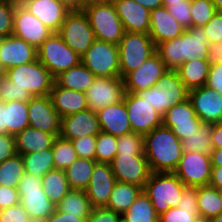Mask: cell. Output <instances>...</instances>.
Instances as JSON below:
<instances>
[{
    "instance_id": "obj_13",
    "label": "cell",
    "mask_w": 222,
    "mask_h": 222,
    "mask_svg": "<svg viewBox=\"0 0 222 222\" xmlns=\"http://www.w3.org/2000/svg\"><path fill=\"white\" fill-rule=\"evenodd\" d=\"M124 95L125 86L121 77H95L85 91L88 109L94 112L122 101Z\"/></svg>"
},
{
    "instance_id": "obj_42",
    "label": "cell",
    "mask_w": 222,
    "mask_h": 222,
    "mask_svg": "<svg viewBox=\"0 0 222 222\" xmlns=\"http://www.w3.org/2000/svg\"><path fill=\"white\" fill-rule=\"evenodd\" d=\"M55 169L64 170L77 159L72 141L57 136L52 145Z\"/></svg>"
},
{
    "instance_id": "obj_52",
    "label": "cell",
    "mask_w": 222,
    "mask_h": 222,
    "mask_svg": "<svg viewBox=\"0 0 222 222\" xmlns=\"http://www.w3.org/2000/svg\"><path fill=\"white\" fill-rule=\"evenodd\" d=\"M28 218V214L20 203L0 210V222H26Z\"/></svg>"
},
{
    "instance_id": "obj_6",
    "label": "cell",
    "mask_w": 222,
    "mask_h": 222,
    "mask_svg": "<svg viewBox=\"0 0 222 222\" xmlns=\"http://www.w3.org/2000/svg\"><path fill=\"white\" fill-rule=\"evenodd\" d=\"M120 77L139 68L155 53L156 46L147 33L125 32L118 44Z\"/></svg>"
},
{
    "instance_id": "obj_32",
    "label": "cell",
    "mask_w": 222,
    "mask_h": 222,
    "mask_svg": "<svg viewBox=\"0 0 222 222\" xmlns=\"http://www.w3.org/2000/svg\"><path fill=\"white\" fill-rule=\"evenodd\" d=\"M142 191L143 188L137 185L116 181L105 208L122 215Z\"/></svg>"
},
{
    "instance_id": "obj_34",
    "label": "cell",
    "mask_w": 222,
    "mask_h": 222,
    "mask_svg": "<svg viewBox=\"0 0 222 222\" xmlns=\"http://www.w3.org/2000/svg\"><path fill=\"white\" fill-rule=\"evenodd\" d=\"M95 163V160L77 157L70 166L64 169L70 189L85 190L87 188Z\"/></svg>"
},
{
    "instance_id": "obj_55",
    "label": "cell",
    "mask_w": 222,
    "mask_h": 222,
    "mask_svg": "<svg viewBox=\"0 0 222 222\" xmlns=\"http://www.w3.org/2000/svg\"><path fill=\"white\" fill-rule=\"evenodd\" d=\"M177 207L198 212L197 187L186 186Z\"/></svg>"
},
{
    "instance_id": "obj_28",
    "label": "cell",
    "mask_w": 222,
    "mask_h": 222,
    "mask_svg": "<svg viewBox=\"0 0 222 222\" xmlns=\"http://www.w3.org/2000/svg\"><path fill=\"white\" fill-rule=\"evenodd\" d=\"M49 96L60 118L88 109L85 92L59 87L54 83Z\"/></svg>"
},
{
    "instance_id": "obj_25",
    "label": "cell",
    "mask_w": 222,
    "mask_h": 222,
    "mask_svg": "<svg viewBox=\"0 0 222 222\" xmlns=\"http://www.w3.org/2000/svg\"><path fill=\"white\" fill-rule=\"evenodd\" d=\"M185 30L186 29L168 12L166 7L150 11L149 36L155 46L161 42L178 38Z\"/></svg>"
},
{
    "instance_id": "obj_47",
    "label": "cell",
    "mask_w": 222,
    "mask_h": 222,
    "mask_svg": "<svg viewBox=\"0 0 222 222\" xmlns=\"http://www.w3.org/2000/svg\"><path fill=\"white\" fill-rule=\"evenodd\" d=\"M166 8L182 27L188 29L192 26V19L190 14L191 0H182V2L169 3Z\"/></svg>"
},
{
    "instance_id": "obj_73",
    "label": "cell",
    "mask_w": 222,
    "mask_h": 222,
    "mask_svg": "<svg viewBox=\"0 0 222 222\" xmlns=\"http://www.w3.org/2000/svg\"><path fill=\"white\" fill-rule=\"evenodd\" d=\"M118 222H128L123 216L118 219Z\"/></svg>"
},
{
    "instance_id": "obj_40",
    "label": "cell",
    "mask_w": 222,
    "mask_h": 222,
    "mask_svg": "<svg viewBox=\"0 0 222 222\" xmlns=\"http://www.w3.org/2000/svg\"><path fill=\"white\" fill-rule=\"evenodd\" d=\"M183 151L210 154L213 150L211 141V123H202L187 138L181 140Z\"/></svg>"
},
{
    "instance_id": "obj_43",
    "label": "cell",
    "mask_w": 222,
    "mask_h": 222,
    "mask_svg": "<svg viewBox=\"0 0 222 222\" xmlns=\"http://www.w3.org/2000/svg\"><path fill=\"white\" fill-rule=\"evenodd\" d=\"M95 161L110 164L117 153V137L101 131L96 136Z\"/></svg>"
},
{
    "instance_id": "obj_60",
    "label": "cell",
    "mask_w": 222,
    "mask_h": 222,
    "mask_svg": "<svg viewBox=\"0 0 222 222\" xmlns=\"http://www.w3.org/2000/svg\"><path fill=\"white\" fill-rule=\"evenodd\" d=\"M211 141L213 149L222 148V122L211 124Z\"/></svg>"
},
{
    "instance_id": "obj_4",
    "label": "cell",
    "mask_w": 222,
    "mask_h": 222,
    "mask_svg": "<svg viewBox=\"0 0 222 222\" xmlns=\"http://www.w3.org/2000/svg\"><path fill=\"white\" fill-rule=\"evenodd\" d=\"M185 184L173 172H151L143 188L158 216L177 207Z\"/></svg>"
},
{
    "instance_id": "obj_1",
    "label": "cell",
    "mask_w": 222,
    "mask_h": 222,
    "mask_svg": "<svg viewBox=\"0 0 222 222\" xmlns=\"http://www.w3.org/2000/svg\"><path fill=\"white\" fill-rule=\"evenodd\" d=\"M208 45L204 27L191 26L178 38L157 44L155 52L168 69L176 70L184 62L195 58L207 60Z\"/></svg>"
},
{
    "instance_id": "obj_50",
    "label": "cell",
    "mask_w": 222,
    "mask_h": 222,
    "mask_svg": "<svg viewBox=\"0 0 222 222\" xmlns=\"http://www.w3.org/2000/svg\"><path fill=\"white\" fill-rule=\"evenodd\" d=\"M77 157L95 160L96 136H82L72 140Z\"/></svg>"
},
{
    "instance_id": "obj_24",
    "label": "cell",
    "mask_w": 222,
    "mask_h": 222,
    "mask_svg": "<svg viewBox=\"0 0 222 222\" xmlns=\"http://www.w3.org/2000/svg\"><path fill=\"white\" fill-rule=\"evenodd\" d=\"M114 5L125 32L149 34L150 10L134 0H115Z\"/></svg>"
},
{
    "instance_id": "obj_74",
    "label": "cell",
    "mask_w": 222,
    "mask_h": 222,
    "mask_svg": "<svg viewBox=\"0 0 222 222\" xmlns=\"http://www.w3.org/2000/svg\"><path fill=\"white\" fill-rule=\"evenodd\" d=\"M219 196H220L221 205H222V189H219Z\"/></svg>"
},
{
    "instance_id": "obj_2",
    "label": "cell",
    "mask_w": 222,
    "mask_h": 222,
    "mask_svg": "<svg viewBox=\"0 0 222 222\" xmlns=\"http://www.w3.org/2000/svg\"><path fill=\"white\" fill-rule=\"evenodd\" d=\"M183 154L181 140L163 125L144 135V155L151 172H174Z\"/></svg>"
},
{
    "instance_id": "obj_27",
    "label": "cell",
    "mask_w": 222,
    "mask_h": 222,
    "mask_svg": "<svg viewBox=\"0 0 222 222\" xmlns=\"http://www.w3.org/2000/svg\"><path fill=\"white\" fill-rule=\"evenodd\" d=\"M23 7L54 33L59 31L69 12L58 0H30Z\"/></svg>"
},
{
    "instance_id": "obj_9",
    "label": "cell",
    "mask_w": 222,
    "mask_h": 222,
    "mask_svg": "<svg viewBox=\"0 0 222 222\" xmlns=\"http://www.w3.org/2000/svg\"><path fill=\"white\" fill-rule=\"evenodd\" d=\"M95 39L118 45L125 34L114 4L85 7Z\"/></svg>"
},
{
    "instance_id": "obj_39",
    "label": "cell",
    "mask_w": 222,
    "mask_h": 222,
    "mask_svg": "<svg viewBox=\"0 0 222 222\" xmlns=\"http://www.w3.org/2000/svg\"><path fill=\"white\" fill-rule=\"evenodd\" d=\"M128 222H158L151 200L142 191L134 203L122 214Z\"/></svg>"
},
{
    "instance_id": "obj_38",
    "label": "cell",
    "mask_w": 222,
    "mask_h": 222,
    "mask_svg": "<svg viewBox=\"0 0 222 222\" xmlns=\"http://www.w3.org/2000/svg\"><path fill=\"white\" fill-rule=\"evenodd\" d=\"M24 172L38 177H43L54 167L52 148L22 155Z\"/></svg>"
},
{
    "instance_id": "obj_75",
    "label": "cell",
    "mask_w": 222,
    "mask_h": 222,
    "mask_svg": "<svg viewBox=\"0 0 222 222\" xmlns=\"http://www.w3.org/2000/svg\"><path fill=\"white\" fill-rule=\"evenodd\" d=\"M197 222H209L208 220L199 219Z\"/></svg>"
},
{
    "instance_id": "obj_49",
    "label": "cell",
    "mask_w": 222,
    "mask_h": 222,
    "mask_svg": "<svg viewBox=\"0 0 222 222\" xmlns=\"http://www.w3.org/2000/svg\"><path fill=\"white\" fill-rule=\"evenodd\" d=\"M15 8L7 0H0V38L13 35Z\"/></svg>"
},
{
    "instance_id": "obj_51",
    "label": "cell",
    "mask_w": 222,
    "mask_h": 222,
    "mask_svg": "<svg viewBox=\"0 0 222 222\" xmlns=\"http://www.w3.org/2000/svg\"><path fill=\"white\" fill-rule=\"evenodd\" d=\"M203 27L209 44L214 42H222V12L217 11Z\"/></svg>"
},
{
    "instance_id": "obj_46",
    "label": "cell",
    "mask_w": 222,
    "mask_h": 222,
    "mask_svg": "<svg viewBox=\"0 0 222 222\" xmlns=\"http://www.w3.org/2000/svg\"><path fill=\"white\" fill-rule=\"evenodd\" d=\"M31 97L32 95L28 90L16 87L14 82H11L5 76L1 78V101H28Z\"/></svg>"
},
{
    "instance_id": "obj_37",
    "label": "cell",
    "mask_w": 222,
    "mask_h": 222,
    "mask_svg": "<svg viewBox=\"0 0 222 222\" xmlns=\"http://www.w3.org/2000/svg\"><path fill=\"white\" fill-rule=\"evenodd\" d=\"M41 180L44 192L55 205H57L71 190L64 170L52 169L47 172Z\"/></svg>"
},
{
    "instance_id": "obj_72",
    "label": "cell",
    "mask_w": 222,
    "mask_h": 222,
    "mask_svg": "<svg viewBox=\"0 0 222 222\" xmlns=\"http://www.w3.org/2000/svg\"><path fill=\"white\" fill-rule=\"evenodd\" d=\"M1 39V38H0ZM0 76H5V70L3 69V67L1 66L0 63Z\"/></svg>"
},
{
    "instance_id": "obj_53",
    "label": "cell",
    "mask_w": 222,
    "mask_h": 222,
    "mask_svg": "<svg viewBox=\"0 0 222 222\" xmlns=\"http://www.w3.org/2000/svg\"><path fill=\"white\" fill-rule=\"evenodd\" d=\"M16 154L15 136L9 133L0 134V163Z\"/></svg>"
},
{
    "instance_id": "obj_18",
    "label": "cell",
    "mask_w": 222,
    "mask_h": 222,
    "mask_svg": "<svg viewBox=\"0 0 222 222\" xmlns=\"http://www.w3.org/2000/svg\"><path fill=\"white\" fill-rule=\"evenodd\" d=\"M188 99L203 123L222 122V95L206 85L189 90Z\"/></svg>"
},
{
    "instance_id": "obj_69",
    "label": "cell",
    "mask_w": 222,
    "mask_h": 222,
    "mask_svg": "<svg viewBox=\"0 0 222 222\" xmlns=\"http://www.w3.org/2000/svg\"><path fill=\"white\" fill-rule=\"evenodd\" d=\"M176 2H182V0H162L163 7H166L169 5V3H176Z\"/></svg>"
},
{
    "instance_id": "obj_21",
    "label": "cell",
    "mask_w": 222,
    "mask_h": 222,
    "mask_svg": "<svg viewBox=\"0 0 222 222\" xmlns=\"http://www.w3.org/2000/svg\"><path fill=\"white\" fill-rule=\"evenodd\" d=\"M115 182L110 164L96 162L89 184L84 190L92 208L106 207Z\"/></svg>"
},
{
    "instance_id": "obj_63",
    "label": "cell",
    "mask_w": 222,
    "mask_h": 222,
    "mask_svg": "<svg viewBox=\"0 0 222 222\" xmlns=\"http://www.w3.org/2000/svg\"><path fill=\"white\" fill-rule=\"evenodd\" d=\"M134 1L144 6L150 11L163 7L162 0H134Z\"/></svg>"
},
{
    "instance_id": "obj_62",
    "label": "cell",
    "mask_w": 222,
    "mask_h": 222,
    "mask_svg": "<svg viewBox=\"0 0 222 222\" xmlns=\"http://www.w3.org/2000/svg\"><path fill=\"white\" fill-rule=\"evenodd\" d=\"M69 11H84L85 0H58Z\"/></svg>"
},
{
    "instance_id": "obj_30",
    "label": "cell",
    "mask_w": 222,
    "mask_h": 222,
    "mask_svg": "<svg viewBox=\"0 0 222 222\" xmlns=\"http://www.w3.org/2000/svg\"><path fill=\"white\" fill-rule=\"evenodd\" d=\"M210 65L208 60L195 58L184 62L176 70L185 87L192 90L206 85Z\"/></svg>"
},
{
    "instance_id": "obj_45",
    "label": "cell",
    "mask_w": 222,
    "mask_h": 222,
    "mask_svg": "<svg viewBox=\"0 0 222 222\" xmlns=\"http://www.w3.org/2000/svg\"><path fill=\"white\" fill-rule=\"evenodd\" d=\"M216 12L212 0H191L192 26H205Z\"/></svg>"
},
{
    "instance_id": "obj_36",
    "label": "cell",
    "mask_w": 222,
    "mask_h": 222,
    "mask_svg": "<svg viewBox=\"0 0 222 222\" xmlns=\"http://www.w3.org/2000/svg\"><path fill=\"white\" fill-rule=\"evenodd\" d=\"M198 213L200 219L210 220L222 213L219 189L210 185L197 187Z\"/></svg>"
},
{
    "instance_id": "obj_35",
    "label": "cell",
    "mask_w": 222,
    "mask_h": 222,
    "mask_svg": "<svg viewBox=\"0 0 222 222\" xmlns=\"http://www.w3.org/2000/svg\"><path fill=\"white\" fill-rule=\"evenodd\" d=\"M6 133L16 135L29 126L28 101L5 102Z\"/></svg>"
},
{
    "instance_id": "obj_8",
    "label": "cell",
    "mask_w": 222,
    "mask_h": 222,
    "mask_svg": "<svg viewBox=\"0 0 222 222\" xmlns=\"http://www.w3.org/2000/svg\"><path fill=\"white\" fill-rule=\"evenodd\" d=\"M37 57L54 77L81 62V56L58 33H53L37 48Z\"/></svg>"
},
{
    "instance_id": "obj_23",
    "label": "cell",
    "mask_w": 222,
    "mask_h": 222,
    "mask_svg": "<svg viewBox=\"0 0 222 222\" xmlns=\"http://www.w3.org/2000/svg\"><path fill=\"white\" fill-rule=\"evenodd\" d=\"M37 59V48L25 40L13 35L0 39V63L5 71Z\"/></svg>"
},
{
    "instance_id": "obj_16",
    "label": "cell",
    "mask_w": 222,
    "mask_h": 222,
    "mask_svg": "<svg viewBox=\"0 0 222 222\" xmlns=\"http://www.w3.org/2000/svg\"><path fill=\"white\" fill-rule=\"evenodd\" d=\"M167 70L165 63L155 52L139 68L123 78L125 92L138 93L151 88Z\"/></svg>"
},
{
    "instance_id": "obj_76",
    "label": "cell",
    "mask_w": 222,
    "mask_h": 222,
    "mask_svg": "<svg viewBox=\"0 0 222 222\" xmlns=\"http://www.w3.org/2000/svg\"><path fill=\"white\" fill-rule=\"evenodd\" d=\"M3 76H0V97H1V78H2Z\"/></svg>"
},
{
    "instance_id": "obj_33",
    "label": "cell",
    "mask_w": 222,
    "mask_h": 222,
    "mask_svg": "<svg viewBox=\"0 0 222 222\" xmlns=\"http://www.w3.org/2000/svg\"><path fill=\"white\" fill-rule=\"evenodd\" d=\"M55 209L68 215L87 219L91 214L92 206L84 190L71 189L67 195L55 205Z\"/></svg>"
},
{
    "instance_id": "obj_7",
    "label": "cell",
    "mask_w": 222,
    "mask_h": 222,
    "mask_svg": "<svg viewBox=\"0 0 222 222\" xmlns=\"http://www.w3.org/2000/svg\"><path fill=\"white\" fill-rule=\"evenodd\" d=\"M17 190L20 204L28 217L44 221L55 211V204L50 201L42 188L41 177L24 173Z\"/></svg>"
},
{
    "instance_id": "obj_70",
    "label": "cell",
    "mask_w": 222,
    "mask_h": 222,
    "mask_svg": "<svg viewBox=\"0 0 222 222\" xmlns=\"http://www.w3.org/2000/svg\"><path fill=\"white\" fill-rule=\"evenodd\" d=\"M209 222H222V213L217 215L216 217L211 218Z\"/></svg>"
},
{
    "instance_id": "obj_22",
    "label": "cell",
    "mask_w": 222,
    "mask_h": 222,
    "mask_svg": "<svg viewBox=\"0 0 222 222\" xmlns=\"http://www.w3.org/2000/svg\"><path fill=\"white\" fill-rule=\"evenodd\" d=\"M101 132L96 112L86 109L61 118L59 136L74 140L82 136H97Z\"/></svg>"
},
{
    "instance_id": "obj_67",
    "label": "cell",
    "mask_w": 222,
    "mask_h": 222,
    "mask_svg": "<svg viewBox=\"0 0 222 222\" xmlns=\"http://www.w3.org/2000/svg\"><path fill=\"white\" fill-rule=\"evenodd\" d=\"M11 5L14 7H23L27 4L30 0H7Z\"/></svg>"
},
{
    "instance_id": "obj_57",
    "label": "cell",
    "mask_w": 222,
    "mask_h": 222,
    "mask_svg": "<svg viewBox=\"0 0 222 222\" xmlns=\"http://www.w3.org/2000/svg\"><path fill=\"white\" fill-rule=\"evenodd\" d=\"M206 86L222 95V63L210 65Z\"/></svg>"
},
{
    "instance_id": "obj_10",
    "label": "cell",
    "mask_w": 222,
    "mask_h": 222,
    "mask_svg": "<svg viewBox=\"0 0 222 222\" xmlns=\"http://www.w3.org/2000/svg\"><path fill=\"white\" fill-rule=\"evenodd\" d=\"M81 63L96 77H120L118 45L95 39Z\"/></svg>"
},
{
    "instance_id": "obj_31",
    "label": "cell",
    "mask_w": 222,
    "mask_h": 222,
    "mask_svg": "<svg viewBox=\"0 0 222 222\" xmlns=\"http://www.w3.org/2000/svg\"><path fill=\"white\" fill-rule=\"evenodd\" d=\"M95 77L96 76L80 62L78 65L57 75L55 77V83L59 87L85 92L93 83Z\"/></svg>"
},
{
    "instance_id": "obj_44",
    "label": "cell",
    "mask_w": 222,
    "mask_h": 222,
    "mask_svg": "<svg viewBox=\"0 0 222 222\" xmlns=\"http://www.w3.org/2000/svg\"><path fill=\"white\" fill-rule=\"evenodd\" d=\"M122 155H144V135L129 132L117 137V153Z\"/></svg>"
},
{
    "instance_id": "obj_56",
    "label": "cell",
    "mask_w": 222,
    "mask_h": 222,
    "mask_svg": "<svg viewBox=\"0 0 222 222\" xmlns=\"http://www.w3.org/2000/svg\"><path fill=\"white\" fill-rule=\"evenodd\" d=\"M20 203L17 188L0 185V210Z\"/></svg>"
},
{
    "instance_id": "obj_17",
    "label": "cell",
    "mask_w": 222,
    "mask_h": 222,
    "mask_svg": "<svg viewBox=\"0 0 222 222\" xmlns=\"http://www.w3.org/2000/svg\"><path fill=\"white\" fill-rule=\"evenodd\" d=\"M202 123L189 99L174 105L162 116V125L170 128L180 140L195 132Z\"/></svg>"
},
{
    "instance_id": "obj_20",
    "label": "cell",
    "mask_w": 222,
    "mask_h": 222,
    "mask_svg": "<svg viewBox=\"0 0 222 222\" xmlns=\"http://www.w3.org/2000/svg\"><path fill=\"white\" fill-rule=\"evenodd\" d=\"M53 33L24 7L15 8L13 36L38 48Z\"/></svg>"
},
{
    "instance_id": "obj_12",
    "label": "cell",
    "mask_w": 222,
    "mask_h": 222,
    "mask_svg": "<svg viewBox=\"0 0 222 222\" xmlns=\"http://www.w3.org/2000/svg\"><path fill=\"white\" fill-rule=\"evenodd\" d=\"M210 154L183 151L174 174L185 186L199 187L209 185L211 179Z\"/></svg>"
},
{
    "instance_id": "obj_59",
    "label": "cell",
    "mask_w": 222,
    "mask_h": 222,
    "mask_svg": "<svg viewBox=\"0 0 222 222\" xmlns=\"http://www.w3.org/2000/svg\"><path fill=\"white\" fill-rule=\"evenodd\" d=\"M207 60L211 65L222 63V42H214L208 45Z\"/></svg>"
},
{
    "instance_id": "obj_11",
    "label": "cell",
    "mask_w": 222,
    "mask_h": 222,
    "mask_svg": "<svg viewBox=\"0 0 222 222\" xmlns=\"http://www.w3.org/2000/svg\"><path fill=\"white\" fill-rule=\"evenodd\" d=\"M57 33L79 56L85 54L95 40L84 11H69Z\"/></svg>"
},
{
    "instance_id": "obj_19",
    "label": "cell",
    "mask_w": 222,
    "mask_h": 222,
    "mask_svg": "<svg viewBox=\"0 0 222 222\" xmlns=\"http://www.w3.org/2000/svg\"><path fill=\"white\" fill-rule=\"evenodd\" d=\"M29 126L51 134H60L61 118L54 109L51 98L32 96L28 100Z\"/></svg>"
},
{
    "instance_id": "obj_64",
    "label": "cell",
    "mask_w": 222,
    "mask_h": 222,
    "mask_svg": "<svg viewBox=\"0 0 222 222\" xmlns=\"http://www.w3.org/2000/svg\"><path fill=\"white\" fill-rule=\"evenodd\" d=\"M211 165L222 166V148L213 149L210 153Z\"/></svg>"
},
{
    "instance_id": "obj_58",
    "label": "cell",
    "mask_w": 222,
    "mask_h": 222,
    "mask_svg": "<svg viewBox=\"0 0 222 222\" xmlns=\"http://www.w3.org/2000/svg\"><path fill=\"white\" fill-rule=\"evenodd\" d=\"M86 220L87 219L77 217V215H68L55 209L43 222H86Z\"/></svg>"
},
{
    "instance_id": "obj_66",
    "label": "cell",
    "mask_w": 222,
    "mask_h": 222,
    "mask_svg": "<svg viewBox=\"0 0 222 222\" xmlns=\"http://www.w3.org/2000/svg\"><path fill=\"white\" fill-rule=\"evenodd\" d=\"M115 0H85V7L114 4Z\"/></svg>"
},
{
    "instance_id": "obj_48",
    "label": "cell",
    "mask_w": 222,
    "mask_h": 222,
    "mask_svg": "<svg viewBox=\"0 0 222 222\" xmlns=\"http://www.w3.org/2000/svg\"><path fill=\"white\" fill-rule=\"evenodd\" d=\"M199 219L200 216L196 210L173 207L161 214L158 222H197Z\"/></svg>"
},
{
    "instance_id": "obj_54",
    "label": "cell",
    "mask_w": 222,
    "mask_h": 222,
    "mask_svg": "<svg viewBox=\"0 0 222 222\" xmlns=\"http://www.w3.org/2000/svg\"><path fill=\"white\" fill-rule=\"evenodd\" d=\"M122 215L113 210L102 208H92L91 214L86 222H118Z\"/></svg>"
},
{
    "instance_id": "obj_41",
    "label": "cell",
    "mask_w": 222,
    "mask_h": 222,
    "mask_svg": "<svg viewBox=\"0 0 222 222\" xmlns=\"http://www.w3.org/2000/svg\"><path fill=\"white\" fill-rule=\"evenodd\" d=\"M24 173L22 156L16 154L0 163V185L17 188Z\"/></svg>"
},
{
    "instance_id": "obj_15",
    "label": "cell",
    "mask_w": 222,
    "mask_h": 222,
    "mask_svg": "<svg viewBox=\"0 0 222 222\" xmlns=\"http://www.w3.org/2000/svg\"><path fill=\"white\" fill-rule=\"evenodd\" d=\"M116 181L144 188L151 174L145 155L116 154L110 163Z\"/></svg>"
},
{
    "instance_id": "obj_68",
    "label": "cell",
    "mask_w": 222,
    "mask_h": 222,
    "mask_svg": "<svg viewBox=\"0 0 222 222\" xmlns=\"http://www.w3.org/2000/svg\"><path fill=\"white\" fill-rule=\"evenodd\" d=\"M215 5L216 11L222 12V0H212Z\"/></svg>"
},
{
    "instance_id": "obj_14",
    "label": "cell",
    "mask_w": 222,
    "mask_h": 222,
    "mask_svg": "<svg viewBox=\"0 0 222 222\" xmlns=\"http://www.w3.org/2000/svg\"><path fill=\"white\" fill-rule=\"evenodd\" d=\"M123 100L132 132L145 135L162 125V116L137 93L125 92Z\"/></svg>"
},
{
    "instance_id": "obj_3",
    "label": "cell",
    "mask_w": 222,
    "mask_h": 222,
    "mask_svg": "<svg viewBox=\"0 0 222 222\" xmlns=\"http://www.w3.org/2000/svg\"><path fill=\"white\" fill-rule=\"evenodd\" d=\"M188 93L177 70L168 69L155 85L137 94L163 116L168 109L187 100Z\"/></svg>"
},
{
    "instance_id": "obj_26",
    "label": "cell",
    "mask_w": 222,
    "mask_h": 222,
    "mask_svg": "<svg viewBox=\"0 0 222 222\" xmlns=\"http://www.w3.org/2000/svg\"><path fill=\"white\" fill-rule=\"evenodd\" d=\"M101 131L119 137L132 132L124 100L96 112Z\"/></svg>"
},
{
    "instance_id": "obj_71",
    "label": "cell",
    "mask_w": 222,
    "mask_h": 222,
    "mask_svg": "<svg viewBox=\"0 0 222 222\" xmlns=\"http://www.w3.org/2000/svg\"><path fill=\"white\" fill-rule=\"evenodd\" d=\"M26 222H43V221L29 217V218L26 220Z\"/></svg>"
},
{
    "instance_id": "obj_29",
    "label": "cell",
    "mask_w": 222,
    "mask_h": 222,
    "mask_svg": "<svg viewBox=\"0 0 222 222\" xmlns=\"http://www.w3.org/2000/svg\"><path fill=\"white\" fill-rule=\"evenodd\" d=\"M57 136L59 134H51L28 126L15 135L16 152L22 156L52 148Z\"/></svg>"
},
{
    "instance_id": "obj_61",
    "label": "cell",
    "mask_w": 222,
    "mask_h": 222,
    "mask_svg": "<svg viewBox=\"0 0 222 222\" xmlns=\"http://www.w3.org/2000/svg\"><path fill=\"white\" fill-rule=\"evenodd\" d=\"M209 185L222 189V166H212Z\"/></svg>"
},
{
    "instance_id": "obj_65",
    "label": "cell",
    "mask_w": 222,
    "mask_h": 222,
    "mask_svg": "<svg viewBox=\"0 0 222 222\" xmlns=\"http://www.w3.org/2000/svg\"><path fill=\"white\" fill-rule=\"evenodd\" d=\"M6 133L5 102L0 100V134Z\"/></svg>"
},
{
    "instance_id": "obj_5",
    "label": "cell",
    "mask_w": 222,
    "mask_h": 222,
    "mask_svg": "<svg viewBox=\"0 0 222 222\" xmlns=\"http://www.w3.org/2000/svg\"><path fill=\"white\" fill-rule=\"evenodd\" d=\"M5 77L16 87L28 90L32 96L50 95L55 83V77L38 59L7 69Z\"/></svg>"
}]
</instances>
